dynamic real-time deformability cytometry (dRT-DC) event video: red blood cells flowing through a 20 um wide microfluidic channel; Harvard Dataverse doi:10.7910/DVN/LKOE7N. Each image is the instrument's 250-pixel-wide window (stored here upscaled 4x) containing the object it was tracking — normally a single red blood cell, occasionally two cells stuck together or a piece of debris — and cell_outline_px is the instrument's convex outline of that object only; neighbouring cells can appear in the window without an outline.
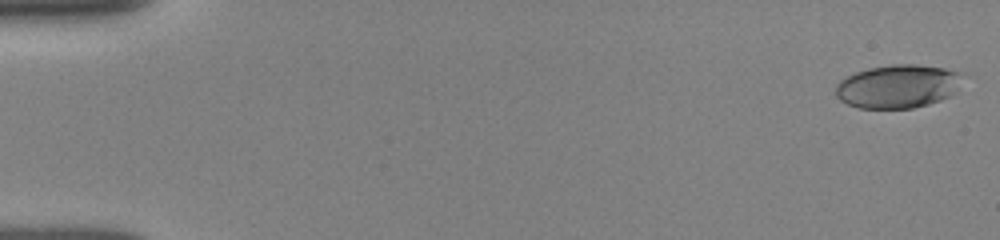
{"species": "human", "species_latin": "Homo sapiens", "temperature_condition": "room temperature", "stored_images_in_passage": 52, "camera_frame_rate_fps": 3000, "um_per_image_px": 0.085, "donor": {"sex": "female"}, "frame": {"image": 1, "passage_image": 1, "time_ms": 0.0, "image_size_px": [1000, 240], "cell_outline_px": [[964, 72], [952, 92], [948, 96], [940, 100], [928, 104], [912, 108], [860, 108], [848, 104], [840, 100], [836, 96], [836, 84], [840, 80], [856, 72], [868, 68], [892, 64], [916, 64], [944, 68]], "centroid_in_image_um": [76.28, 7.33], "position_along_channel_um": 8.7, "area_um2": 31.85}}
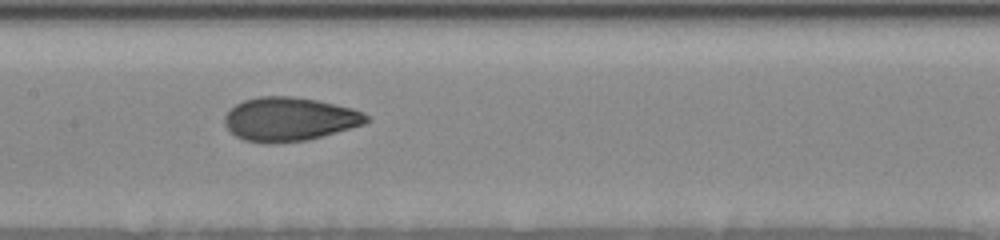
{"frame": {"image": 2, "passage_image": 26, "time_ms": 8.333, "image_size_px": [1000, 240], "cell_outline_px": [[372, 120], [364, 124], [308, 140], [268, 144], [264, 144], [244, 140], [236, 136], [224, 124], [224, 116], [236, 104], [244, 100], [260, 96], [292, 96], [316, 100], [352, 108], [364, 112]], "centroid_in_image_um": [24.61, 10.13], "position_along_channel_um": 182.8, "area_um2": 36.18}}
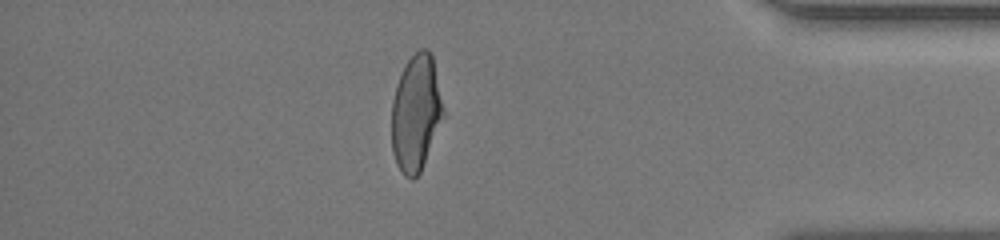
{"frame": {"image": 3, "passage_image": 45, "time_ms": 14.667, "image_size_px": [1000, 240], "cell_outline_px": [[444, 116], [420, 172], [412, 180], [404, 176], [396, 164], [392, 152], [392, 100], [396, 84], [408, 60], [420, 48], [428, 48], [432, 56], [444, 112]], "centroid_in_image_um": [35.34, 9.63], "position_along_channel_um": 399.9, "area_um2": 34.68}, "authors_computed_cell_mechanics": {"area_um2": 35.258, "velocity_mm_per_s": 3.8983, "shape_relaxation_time_tau1_ms": 3.7498, "shape_relaxation_time_tau2_ms": 1.1492, "deformation_change_tau1": 0.1739, "deformation_change_tau2": 0.0579}}